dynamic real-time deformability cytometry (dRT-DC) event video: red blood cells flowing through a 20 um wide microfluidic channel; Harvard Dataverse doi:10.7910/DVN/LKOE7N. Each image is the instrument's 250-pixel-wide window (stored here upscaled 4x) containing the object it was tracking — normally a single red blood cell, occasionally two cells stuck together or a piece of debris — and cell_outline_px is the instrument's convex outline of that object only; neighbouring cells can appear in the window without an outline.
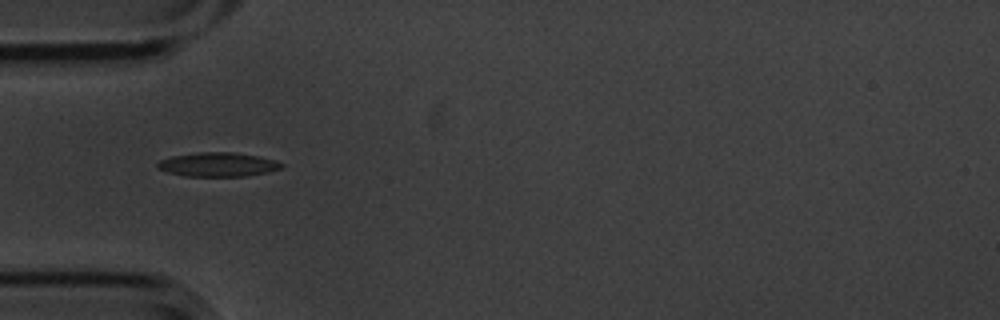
{"species": "common noctule bat (a hibernating species)", "species_latin": "Nyctalus noctula", "temperature_condition": "cold", "stored_images_in_passage": 2, "camera_frame_rate_fps": 3000, "um_per_image_px": 0.085, "animal": {"sex": "male", "body_mass_g": 20.1, "forearm_length_mm": 53.5}, "frame": {"image": 1, "passage_image": 1, "time_ms": 0.0, "image_size_px": [1000, 320], "cell_outline_px": [[284, 164], [280, 168], [268, 172], [248, 176], [184, 176], [168, 172], [156, 168], [156, 164], [160, 160], [172, 156], [196, 152], [232, 152], [260, 156], [276, 160]], "centroid_in_image_um": [18.52, 13.98], "position_along_channel_um": 66.5, "area_um2": 17.51}}
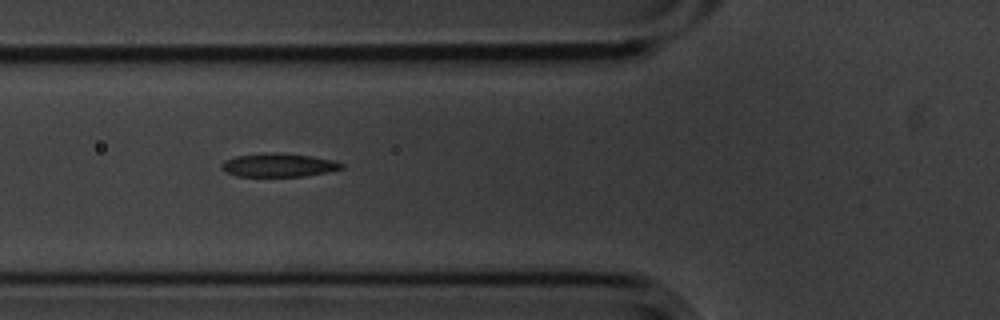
{"frame": {"image": 2, "passage_image": 2, "time_ms": 0.333, "image_size_px": [1000, 320], "cell_outline_px": [[344, 168], [304, 176], [236, 176], [224, 172], [220, 168], [220, 164], [224, 160], [236, 156], [264, 152], [272, 152], [312, 156], [332, 160], [344, 164]], "centroid_in_image_um": [23.6, 14.03], "position_along_channel_um": 102.2, "area_um2": 16.47}}